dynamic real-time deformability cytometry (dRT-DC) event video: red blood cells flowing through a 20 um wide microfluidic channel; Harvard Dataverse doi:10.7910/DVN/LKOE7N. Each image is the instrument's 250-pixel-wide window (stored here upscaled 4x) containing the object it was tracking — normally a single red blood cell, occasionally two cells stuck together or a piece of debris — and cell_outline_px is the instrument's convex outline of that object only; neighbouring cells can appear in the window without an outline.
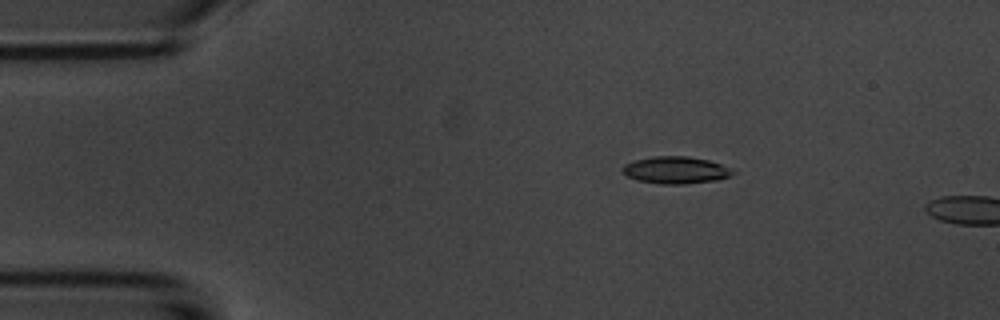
{"species": "common noctule bat (a hibernating species)", "species_latin": "Nyctalus noctula", "temperature_condition": "room temperature", "stored_images_in_passage": 4, "camera_frame_rate_fps": 3000, "um_per_image_px": 0.085, "animal": {"sex": "male", "body_mass_g": 20.1, "forearm_length_mm": 53.5}, "frame": {"image": 1, "passage_image": 3, "time_ms": 2.333, "image_size_px": [1000, 320], "cell_outline_px": [[736, 172], [728, 176], [716, 180], [684, 184], [660, 184], [636, 180], [628, 176], [624, 172], [624, 164], [636, 160], [652, 156], [688, 156], [708, 160], [720, 164]], "centroid_in_image_um": [57.42, 14.46], "position_along_channel_um": 27.6, "area_um2": 17.17}}